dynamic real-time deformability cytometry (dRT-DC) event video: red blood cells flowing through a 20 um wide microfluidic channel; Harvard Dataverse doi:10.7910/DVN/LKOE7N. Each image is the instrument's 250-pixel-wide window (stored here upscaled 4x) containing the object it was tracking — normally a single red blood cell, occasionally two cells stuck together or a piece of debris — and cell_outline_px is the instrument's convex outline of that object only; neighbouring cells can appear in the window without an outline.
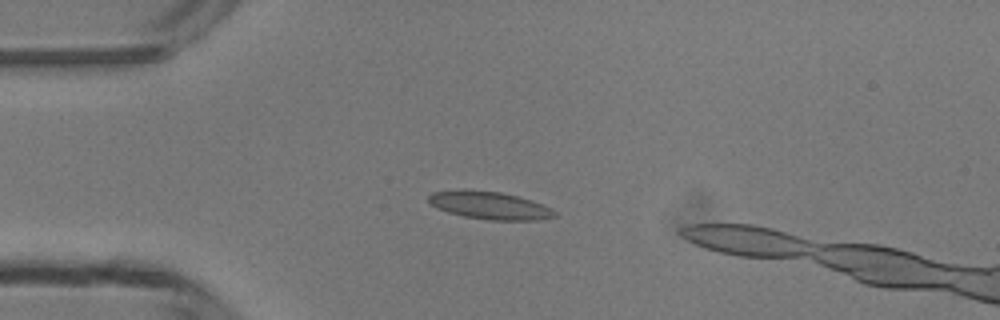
{"species": "common noctule bat (a hibernating species)", "species_latin": "Nyctalus noctula", "temperature_condition": "room temperature", "stored_images_in_passage": 42, "camera_frame_rate_fps": 3000, "um_per_image_px": 0.085, "animal": {"sex": "male", "body_mass_g": 13.3}, "frame": {"image": 1, "passage_image": 7, "time_ms": 2.0, "image_size_px": [1000, 320], "cell_outline_px": [[556, 216], [540, 220], [488, 220], [464, 216], [448, 212], [436, 208], [428, 200], [428, 196], [432, 192], [464, 188], [500, 192], [520, 196], [544, 204], [552, 208], [556, 212]], "centroid_in_image_um": [41.63, 17.44], "position_along_channel_um": 43.4, "area_um2": 20.75}}
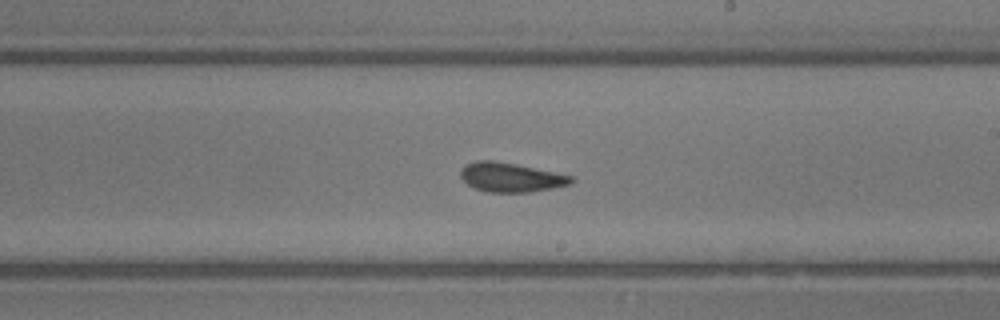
{"frame": {"image": 2, "passage_image": 23, "time_ms": 7.333, "image_size_px": [1000, 320], "cell_outline_px": [[576, 180], [572, 184], [552, 188], [528, 192], [488, 192], [476, 188], [468, 184], [460, 176], [460, 172], [468, 164], [476, 160], [492, 160], [516, 164], [572, 176]], "centroid_in_image_um": [43.45, 15.07], "position_along_channel_um": 245.5, "area_um2": 18.61}}
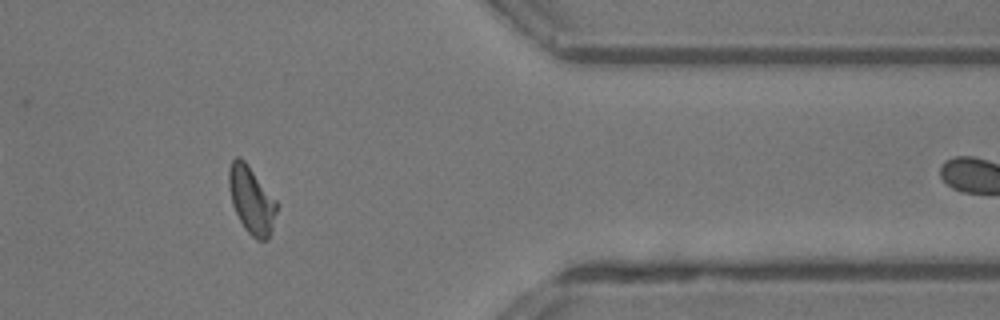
{"frame": {"image": 3, "passage_image": 35, "time_ms": 11.333, "image_size_px": [1000, 320], "cell_outline_px": [[276, 212], [272, 228], [268, 240], [256, 240], [244, 228], [232, 204], [228, 184], [228, 168], [232, 160], [236, 156], [240, 156], [244, 160], [276, 200]], "centroid_in_image_um": [21.35, 16.99], "position_along_channel_um": 390.1, "area_um2": 18.55}, "authors_computed_cell_mechanics": {"area_um2": 18.8717, "velocity_mm_per_s": 4.1752, "shape_relaxation_time_tau1_ms": 3.8261, "shape_relaxation_time_tau2_ms": 1.2939, "deformation_change_tau1": 0.1244, "deformation_change_tau2": 0.0915}}